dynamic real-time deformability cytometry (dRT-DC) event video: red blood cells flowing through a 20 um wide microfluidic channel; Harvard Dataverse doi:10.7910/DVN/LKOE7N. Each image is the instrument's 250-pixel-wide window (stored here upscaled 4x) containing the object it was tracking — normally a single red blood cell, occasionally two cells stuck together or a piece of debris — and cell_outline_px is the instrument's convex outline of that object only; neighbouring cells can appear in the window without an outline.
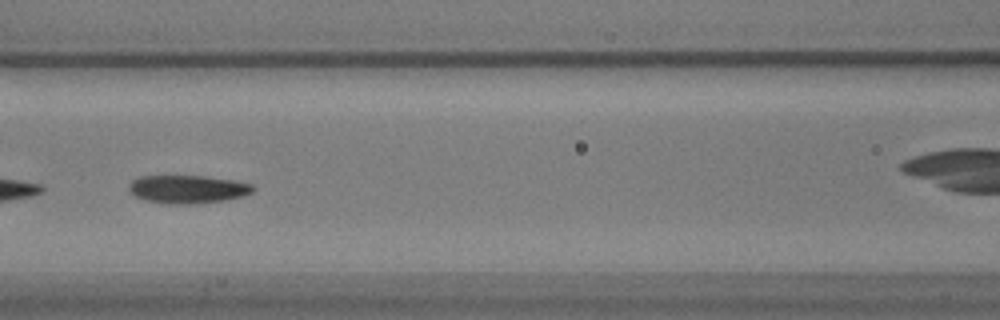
{"species": "common noctule bat (a hibernating species)", "species_latin": "Nyctalus noctula", "temperature_condition": "warm", "stored_images_in_passage": 26, "camera_frame_rate_fps": 3000, "um_per_image_px": 0.085, "animal": {"sex": "male", "body_mass_g": 17.9}, "frame": {"image": 1, "passage_image": 17, "time_ms": 5.333, "image_size_px": [1000, 320], "cell_outline_px": [[256, 188], [252, 192], [244, 196], [224, 200], [196, 204], [168, 204], [148, 200], [136, 196], [128, 188], [128, 184], [132, 180], [140, 176], [204, 176], [236, 180], [252, 184]], "centroid_in_image_um": [16.0, 16.08], "position_along_channel_um": 150.6, "area_um2": 20.4}}
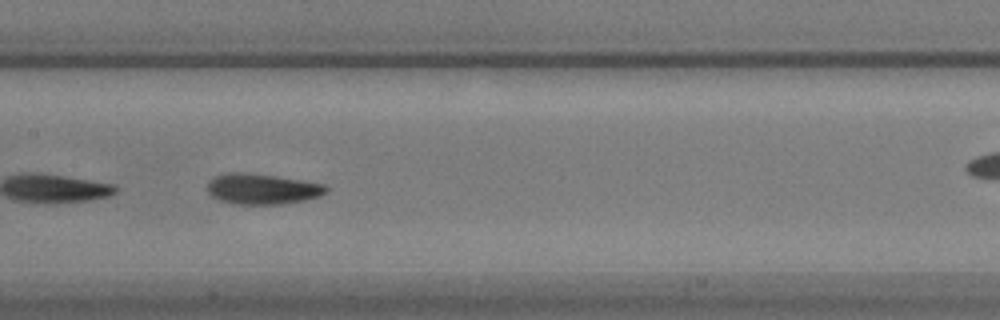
{"frame": {"image": 2, "passage_image": 20, "time_ms": 6.333, "image_size_px": [1000, 320], "cell_outline_px": [[328, 192], [320, 196], [304, 200], [284, 204], [232, 204], [220, 200], [212, 196], [208, 192], [208, 184], [216, 176], [232, 172], [248, 172], [276, 176], [324, 184], [328, 188]], "centroid_in_image_um": [22.32, 16.06], "position_along_channel_um": 185.1, "area_um2": 21.1}}